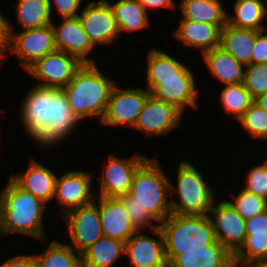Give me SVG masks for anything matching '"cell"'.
I'll return each instance as SVG.
<instances>
[{"instance_id":"6da1fadb","label":"cell","mask_w":267,"mask_h":267,"mask_svg":"<svg viewBox=\"0 0 267 267\" xmlns=\"http://www.w3.org/2000/svg\"><path fill=\"white\" fill-rule=\"evenodd\" d=\"M24 97L20 122L38 145L56 146L81 123L63 89L33 86Z\"/></svg>"},{"instance_id":"7a4b0ae2","label":"cell","mask_w":267,"mask_h":267,"mask_svg":"<svg viewBox=\"0 0 267 267\" xmlns=\"http://www.w3.org/2000/svg\"><path fill=\"white\" fill-rule=\"evenodd\" d=\"M0 193V233L45 239L43 213L46 203L19 187L10 177Z\"/></svg>"},{"instance_id":"3957f363","label":"cell","mask_w":267,"mask_h":267,"mask_svg":"<svg viewBox=\"0 0 267 267\" xmlns=\"http://www.w3.org/2000/svg\"><path fill=\"white\" fill-rule=\"evenodd\" d=\"M115 82L101 73L96 63H83L73 79L63 88L73 113L81 120L104 118Z\"/></svg>"},{"instance_id":"277c9868","label":"cell","mask_w":267,"mask_h":267,"mask_svg":"<svg viewBox=\"0 0 267 267\" xmlns=\"http://www.w3.org/2000/svg\"><path fill=\"white\" fill-rule=\"evenodd\" d=\"M164 252L169 263L181 250L206 249L216 236L209 215H178L171 213L159 223Z\"/></svg>"},{"instance_id":"5b68a950","label":"cell","mask_w":267,"mask_h":267,"mask_svg":"<svg viewBox=\"0 0 267 267\" xmlns=\"http://www.w3.org/2000/svg\"><path fill=\"white\" fill-rule=\"evenodd\" d=\"M169 185L157 159L147 158L135 172L129 194L159 224L172 213Z\"/></svg>"},{"instance_id":"8992f818","label":"cell","mask_w":267,"mask_h":267,"mask_svg":"<svg viewBox=\"0 0 267 267\" xmlns=\"http://www.w3.org/2000/svg\"><path fill=\"white\" fill-rule=\"evenodd\" d=\"M171 212L178 215H208L216 196L202 174L188 161L180 162L177 170V186L170 181ZM178 194L180 202L172 195Z\"/></svg>"},{"instance_id":"52a82bcc","label":"cell","mask_w":267,"mask_h":267,"mask_svg":"<svg viewBox=\"0 0 267 267\" xmlns=\"http://www.w3.org/2000/svg\"><path fill=\"white\" fill-rule=\"evenodd\" d=\"M82 64L76 56L55 50L37 60L26 71L41 81L35 86L63 89Z\"/></svg>"},{"instance_id":"ba28073f","label":"cell","mask_w":267,"mask_h":267,"mask_svg":"<svg viewBox=\"0 0 267 267\" xmlns=\"http://www.w3.org/2000/svg\"><path fill=\"white\" fill-rule=\"evenodd\" d=\"M96 199L91 204L72 209L62 216L72 243L70 246L80 254L103 237Z\"/></svg>"},{"instance_id":"9c48e42d","label":"cell","mask_w":267,"mask_h":267,"mask_svg":"<svg viewBox=\"0 0 267 267\" xmlns=\"http://www.w3.org/2000/svg\"><path fill=\"white\" fill-rule=\"evenodd\" d=\"M10 22L9 51L20 59L26 70L47 53L56 50L54 32L51 24L41 28L27 29L15 33Z\"/></svg>"},{"instance_id":"30bf717a","label":"cell","mask_w":267,"mask_h":267,"mask_svg":"<svg viewBox=\"0 0 267 267\" xmlns=\"http://www.w3.org/2000/svg\"><path fill=\"white\" fill-rule=\"evenodd\" d=\"M117 85L116 83L111 91L101 123L109 126L123 124L132 128L151 93L141 87L124 89Z\"/></svg>"},{"instance_id":"8fae6325","label":"cell","mask_w":267,"mask_h":267,"mask_svg":"<svg viewBox=\"0 0 267 267\" xmlns=\"http://www.w3.org/2000/svg\"><path fill=\"white\" fill-rule=\"evenodd\" d=\"M187 66L179 73V78L147 79L146 87L160 101L174 105L184 113L185 108L198 107L195 76Z\"/></svg>"},{"instance_id":"7c38bea8","label":"cell","mask_w":267,"mask_h":267,"mask_svg":"<svg viewBox=\"0 0 267 267\" xmlns=\"http://www.w3.org/2000/svg\"><path fill=\"white\" fill-rule=\"evenodd\" d=\"M81 11L78 17L85 33L95 47L97 44L109 45L122 37L106 0L91 1Z\"/></svg>"},{"instance_id":"4fadbf2b","label":"cell","mask_w":267,"mask_h":267,"mask_svg":"<svg viewBox=\"0 0 267 267\" xmlns=\"http://www.w3.org/2000/svg\"><path fill=\"white\" fill-rule=\"evenodd\" d=\"M147 159L135 154L129 159L109 155L100 176V197L119 198L130 192L132 180L138 167Z\"/></svg>"},{"instance_id":"5bb4252c","label":"cell","mask_w":267,"mask_h":267,"mask_svg":"<svg viewBox=\"0 0 267 267\" xmlns=\"http://www.w3.org/2000/svg\"><path fill=\"white\" fill-rule=\"evenodd\" d=\"M208 215L216 240L234 255L241 248L246 237L245 220L227 200L213 204Z\"/></svg>"},{"instance_id":"9a60e30c","label":"cell","mask_w":267,"mask_h":267,"mask_svg":"<svg viewBox=\"0 0 267 267\" xmlns=\"http://www.w3.org/2000/svg\"><path fill=\"white\" fill-rule=\"evenodd\" d=\"M183 113L174 105L157 100L152 94L147 98L133 129L145 136H163L179 127Z\"/></svg>"},{"instance_id":"2e32d148","label":"cell","mask_w":267,"mask_h":267,"mask_svg":"<svg viewBox=\"0 0 267 267\" xmlns=\"http://www.w3.org/2000/svg\"><path fill=\"white\" fill-rule=\"evenodd\" d=\"M92 176L90 172L70 170L56 178L54 198L61 206L62 216L95 201L97 196L91 192Z\"/></svg>"},{"instance_id":"e0dca14e","label":"cell","mask_w":267,"mask_h":267,"mask_svg":"<svg viewBox=\"0 0 267 267\" xmlns=\"http://www.w3.org/2000/svg\"><path fill=\"white\" fill-rule=\"evenodd\" d=\"M152 231L159 240L136 231L125 243V254L132 267H168L162 232L159 227Z\"/></svg>"},{"instance_id":"ac0fdd59","label":"cell","mask_w":267,"mask_h":267,"mask_svg":"<svg viewBox=\"0 0 267 267\" xmlns=\"http://www.w3.org/2000/svg\"><path fill=\"white\" fill-rule=\"evenodd\" d=\"M58 26L51 23L56 50H61L68 54L76 56L82 63H96L89 54L95 46L85 33L79 17L63 18Z\"/></svg>"},{"instance_id":"d6986e66","label":"cell","mask_w":267,"mask_h":267,"mask_svg":"<svg viewBox=\"0 0 267 267\" xmlns=\"http://www.w3.org/2000/svg\"><path fill=\"white\" fill-rule=\"evenodd\" d=\"M98 209L103 236L126 243L137 231L119 198L98 197Z\"/></svg>"},{"instance_id":"ffe728a7","label":"cell","mask_w":267,"mask_h":267,"mask_svg":"<svg viewBox=\"0 0 267 267\" xmlns=\"http://www.w3.org/2000/svg\"><path fill=\"white\" fill-rule=\"evenodd\" d=\"M10 178L23 190L30 192L44 203L54 199L57 175L32 157L25 172L12 174Z\"/></svg>"},{"instance_id":"44dd1931","label":"cell","mask_w":267,"mask_h":267,"mask_svg":"<svg viewBox=\"0 0 267 267\" xmlns=\"http://www.w3.org/2000/svg\"><path fill=\"white\" fill-rule=\"evenodd\" d=\"M168 267H235L233 255L218 241L206 249L181 250Z\"/></svg>"},{"instance_id":"7402d4cb","label":"cell","mask_w":267,"mask_h":267,"mask_svg":"<svg viewBox=\"0 0 267 267\" xmlns=\"http://www.w3.org/2000/svg\"><path fill=\"white\" fill-rule=\"evenodd\" d=\"M174 36L184 46L196 47L205 52L220 47L221 28L217 25L180 19Z\"/></svg>"},{"instance_id":"603a6c76","label":"cell","mask_w":267,"mask_h":267,"mask_svg":"<svg viewBox=\"0 0 267 267\" xmlns=\"http://www.w3.org/2000/svg\"><path fill=\"white\" fill-rule=\"evenodd\" d=\"M202 56L209 72L223 84L244 83L245 65L222 48H214Z\"/></svg>"},{"instance_id":"cb8c5ba5","label":"cell","mask_w":267,"mask_h":267,"mask_svg":"<svg viewBox=\"0 0 267 267\" xmlns=\"http://www.w3.org/2000/svg\"><path fill=\"white\" fill-rule=\"evenodd\" d=\"M260 31L240 29L226 24L221 29L220 48L244 65L251 64L256 35Z\"/></svg>"},{"instance_id":"d4e9b609","label":"cell","mask_w":267,"mask_h":267,"mask_svg":"<svg viewBox=\"0 0 267 267\" xmlns=\"http://www.w3.org/2000/svg\"><path fill=\"white\" fill-rule=\"evenodd\" d=\"M181 19L219 26L227 24V13L220 0H182Z\"/></svg>"},{"instance_id":"484cf974","label":"cell","mask_w":267,"mask_h":267,"mask_svg":"<svg viewBox=\"0 0 267 267\" xmlns=\"http://www.w3.org/2000/svg\"><path fill=\"white\" fill-rule=\"evenodd\" d=\"M125 254V243L101 237L81 254L82 267H111Z\"/></svg>"},{"instance_id":"4316f807","label":"cell","mask_w":267,"mask_h":267,"mask_svg":"<svg viewBox=\"0 0 267 267\" xmlns=\"http://www.w3.org/2000/svg\"><path fill=\"white\" fill-rule=\"evenodd\" d=\"M106 1L117 22L120 36L123 31L135 32L149 25L148 13L137 0H117L113 3Z\"/></svg>"},{"instance_id":"83f0119b","label":"cell","mask_w":267,"mask_h":267,"mask_svg":"<svg viewBox=\"0 0 267 267\" xmlns=\"http://www.w3.org/2000/svg\"><path fill=\"white\" fill-rule=\"evenodd\" d=\"M263 2L265 1H235V15L227 16V24L240 29L266 30L262 21L267 17V6Z\"/></svg>"},{"instance_id":"f1b7e54d","label":"cell","mask_w":267,"mask_h":267,"mask_svg":"<svg viewBox=\"0 0 267 267\" xmlns=\"http://www.w3.org/2000/svg\"><path fill=\"white\" fill-rule=\"evenodd\" d=\"M15 6L23 30L41 28L53 21L49 0H18Z\"/></svg>"},{"instance_id":"f546056e","label":"cell","mask_w":267,"mask_h":267,"mask_svg":"<svg viewBox=\"0 0 267 267\" xmlns=\"http://www.w3.org/2000/svg\"><path fill=\"white\" fill-rule=\"evenodd\" d=\"M33 256L37 267H82L81 254L57 240H53L43 253Z\"/></svg>"},{"instance_id":"4dcf8cb0","label":"cell","mask_w":267,"mask_h":267,"mask_svg":"<svg viewBox=\"0 0 267 267\" xmlns=\"http://www.w3.org/2000/svg\"><path fill=\"white\" fill-rule=\"evenodd\" d=\"M146 79L179 78V73L186 67L164 51L152 48L147 55Z\"/></svg>"},{"instance_id":"1f68e13d","label":"cell","mask_w":267,"mask_h":267,"mask_svg":"<svg viewBox=\"0 0 267 267\" xmlns=\"http://www.w3.org/2000/svg\"><path fill=\"white\" fill-rule=\"evenodd\" d=\"M267 259V233L246 235L241 248L233 255L236 267H253L258 261Z\"/></svg>"},{"instance_id":"d6a6232c","label":"cell","mask_w":267,"mask_h":267,"mask_svg":"<svg viewBox=\"0 0 267 267\" xmlns=\"http://www.w3.org/2000/svg\"><path fill=\"white\" fill-rule=\"evenodd\" d=\"M220 101L226 113L234 114L233 117L239 121L245 111L254 103L244 83L225 84L220 92Z\"/></svg>"},{"instance_id":"836d02e7","label":"cell","mask_w":267,"mask_h":267,"mask_svg":"<svg viewBox=\"0 0 267 267\" xmlns=\"http://www.w3.org/2000/svg\"><path fill=\"white\" fill-rule=\"evenodd\" d=\"M234 200L228 202L237 211V213L244 219L255 217L256 215L265 211V199L250 193L244 189L231 195Z\"/></svg>"},{"instance_id":"e575fe53","label":"cell","mask_w":267,"mask_h":267,"mask_svg":"<svg viewBox=\"0 0 267 267\" xmlns=\"http://www.w3.org/2000/svg\"><path fill=\"white\" fill-rule=\"evenodd\" d=\"M251 137L267 140V111L253 103L238 121Z\"/></svg>"},{"instance_id":"d590c367","label":"cell","mask_w":267,"mask_h":267,"mask_svg":"<svg viewBox=\"0 0 267 267\" xmlns=\"http://www.w3.org/2000/svg\"><path fill=\"white\" fill-rule=\"evenodd\" d=\"M244 85L253 99L265 95L267 93V64L245 65Z\"/></svg>"},{"instance_id":"8d00e7d4","label":"cell","mask_w":267,"mask_h":267,"mask_svg":"<svg viewBox=\"0 0 267 267\" xmlns=\"http://www.w3.org/2000/svg\"><path fill=\"white\" fill-rule=\"evenodd\" d=\"M119 199L123 202L129 214L130 221L137 231H142L143 228L146 229L148 226L152 232L153 229L159 227V224L153 222L154 219L146 212V210L136 203L137 201L132 195L127 193L120 196Z\"/></svg>"},{"instance_id":"74e56055","label":"cell","mask_w":267,"mask_h":267,"mask_svg":"<svg viewBox=\"0 0 267 267\" xmlns=\"http://www.w3.org/2000/svg\"><path fill=\"white\" fill-rule=\"evenodd\" d=\"M245 184L244 190L267 199V159L249 170Z\"/></svg>"},{"instance_id":"f35d334b","label":"cell","mask_w":267,"mask_h":267,"mask_svg":"<svg viewBox=\"0 0 267 267\" xmlns=\"http://www.w3.org/2000/svg\"><path fill=\"white\" fill-rule=\"evenodd\" d=\"M82 0H49L50 14L52 15V6L59 12L61 19L75 18L80 13H77Z\"/></svg>"},{"instance_id":"ab89813d","label":"cell","mask_w":267,"mask_h":267,"mask_svg":"<svg viewBox=\"0 0 267 267\" xmlns=\"http://www.w3.org/2000/svg\"><path fill=\"white\" fill-rule=\"evenodd\" d=\"M265 31H260L256 35L251 64H267V34Z\"/></svg>"},{"instance_id":"60d3db41","label":"cell","mask_w":267,"mask_h":267,"mask_svg":"<svg viewBox=\"0 0 267 267\" xmlns=\"http://www.w3.org/2000/svg\"><path fill=\"white\" fill-rule=\"evenodd\" d=\"M246 235L267 233V212L245 220Z\"/></svg>"},{"instance_id":"b9f144b4","label":"cell","mask_w":267,"mask_h":267,"mask_svg":"<svg viewBox=\"0 0 267 267\" xmlns=\"http://www.w3.org/2000/svg\"><path fill=\"white\" fill-rule=\"evenodd\" d=\"M10 37V21L0 12V61H3L7 56L5 51L9 50Z\"/></svg>"},{"instance_id":"7bdbcfd3","label":"cell","mask_w":267,"mask_h":267,"mask_svg":"<svg viewBox=\"0 0 267 267\" xmlns=\"http://www.w3.org/2000/svg\"><path fill=\"white\" fill-rule=\"evenodd\" d=\"M0 267H37L33 254L17 255L7 259Z\"/></svg>"},{"instance_id":"ee69618b","label":"cell","mask_w":267,"mask_h":267,"mask_svg":"<svg viewBox=\"0 0 267 267\" xmlns=\"http://www.w3.org/2000/svg\"><path fill=\"white\" fill-rule=\"evenodd\" d=\"M148 13L149 9L157 8H175L177 5L174 0H137Z\"/></svg>"},{"instance_id":"f6af8a7d","label":"cell","mask_w":267,"mask_h":267,"mask_svg":"<svg viewBox=\"0 0 267 267\" xmlns=\"http://www.w3.org/2000/svg\"><path fill=\"white\" fill-rule=\"evenodd\" d=\"M254 103H256L261 109L267 111V93L254 99Z\"/></svg>"},{"instance_id":"bcb514c9","label":"cell","mask_w":267,"mask_h":267,"mask_svg":"<svg viewBox=\"0 0 267 267\" xmlns=\"http://www.w3.org/2000/svg\"><path fill=\"white\" fill-rule=\"evenodd\" d=\"M253 267H267V259L258 261Z\"/></svg>"},{"instance_id":"7dc6e473","label":"cell","mask_w":267,"mask_h":267,"mask_svg":"<svg viewBox=\"0 0 267 267\" xmlns=\"http://www.w3.org/2000/svg\"><path fill=\"white\" fill-rule=\"evenodd\" d=\"M265 211L267 212V199L265 201Z\"/></svg>"},{"instance_id":"c3c4849f","label":"cell","mask_w":267,"mask_h":267,"mask_svg":"<svg viewBox=\"0 0 267 267\" xmlns=\"http://www.w3.org/2000/svg\"><path fill=\"white\" fill-rule=\"evenodd\" d=\"M235 1H242V0H235ZM253 1H262V0H253ZM264 1V0H263Z\"/></svg>"}]
</instances>
